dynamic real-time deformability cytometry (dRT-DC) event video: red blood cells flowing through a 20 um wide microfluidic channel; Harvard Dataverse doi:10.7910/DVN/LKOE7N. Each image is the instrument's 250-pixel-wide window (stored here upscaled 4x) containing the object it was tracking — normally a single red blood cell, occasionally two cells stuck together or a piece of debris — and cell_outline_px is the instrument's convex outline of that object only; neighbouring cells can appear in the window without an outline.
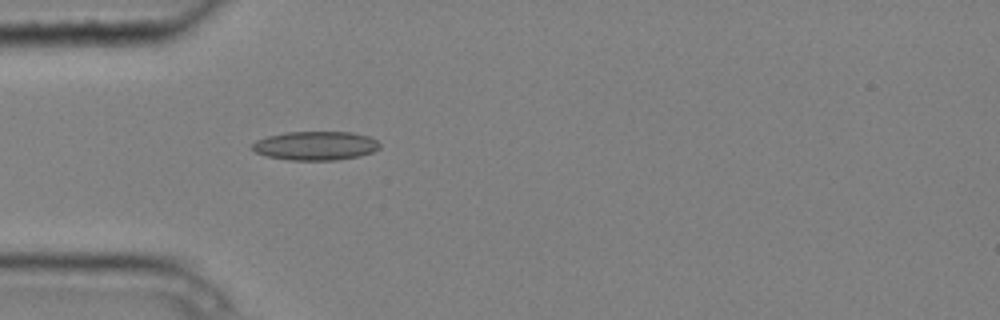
{"species": "common noctule bat (a hibernating species)", "species_latin": "Nyctalus noctula", "temperature_condition": "cold", "stored_images_in_passage": 5, "camera_frame_rate_fps": 3000, "um_per_image_px": 0.085, "animal": {"sex": "male", "body_mass_g": 20.4}, "frame": {"image": 1, "passage_image": 5, "time_ms": 1.333, "image_size_px": [1000, 320], "cell_outline_px": [[380, 148], [372, 152], [360, 156], [336, 160], [288, 160], [264, 156], [256, 152], [252, 148], [252, 144], [256, 140], [268, 136], [284, 132], [352, 132], [368, 136], [376, 140], [380, 144]], "centroid_in_image_um": [26.81, 12.39], "position_along_channel_um": 58.2, "area_um2": 21.56}}